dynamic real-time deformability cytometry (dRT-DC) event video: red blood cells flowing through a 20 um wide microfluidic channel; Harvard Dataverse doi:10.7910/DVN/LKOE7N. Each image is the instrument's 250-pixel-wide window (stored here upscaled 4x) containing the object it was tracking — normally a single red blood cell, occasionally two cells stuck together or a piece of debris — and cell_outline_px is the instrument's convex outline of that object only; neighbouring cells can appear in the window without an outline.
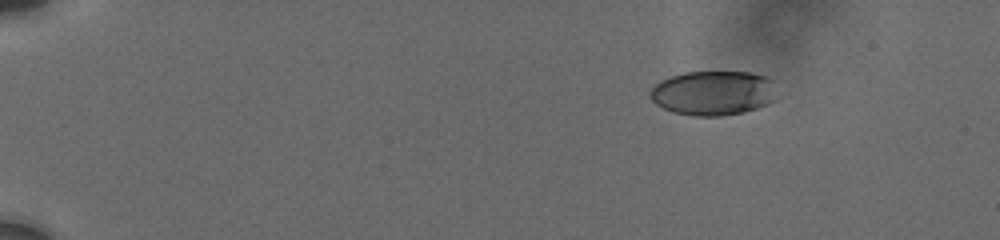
{"species": "human", "species_latin": "Homo sapiens", "temperature_condition": "cold", "stored_images_in_passage": 29, "camera_frame_rate_fps": 3000, "um_per_image_px": 0.085, "donor": {"sex": "male"}, "frame": {"image": 1, "passage_image": 1, "time_ms": 0.0, "image_size_px": [1000, 240], "cell_outline_px": [[776, 100], [768, 104], [744, 112], [720, 116], [692, 116], [672, 112], [656, 104], [648, 96], [648, 92], [660, 80], [684, 72], [748, 72], [768, 76], [772, 80]], "centroid_in_image_um": [60.61, 7.91], "position_along_channel_um": 24.4, "area_um2": 33.12}}
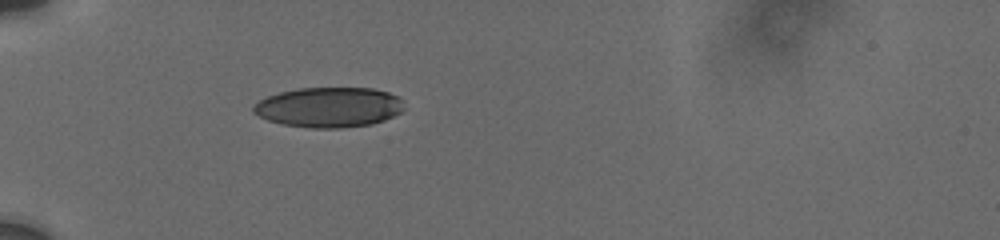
{"frame": {"image": 2, "passage_image": 21, "time_ms": 3.667, "image_size_px": [1000, 240], "cell_outline_px": [[404, 108], [400, 112], [384, 120], [372, 124], [340, 128], [312, 128], [284, 124], [268, 120], [252, 112], [252, 108], [260, 100], [268, 96], [280, 92], [300, 88], [372, 88], [388, 92], [400, 96], [404, 100]], "centroid_in_image_um": [28.0, 9.11], "position_along_channel_um": 57.0, "area_um2": 35.2}}
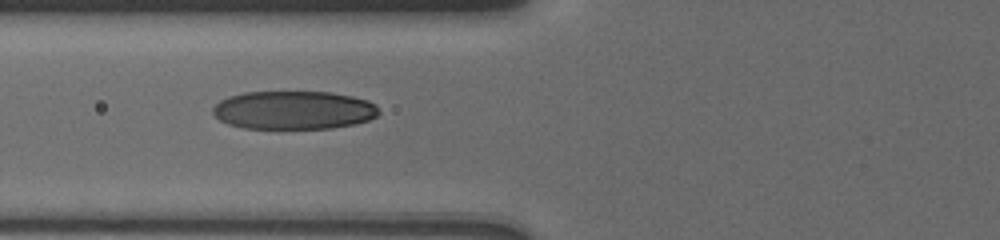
{"frame": {"image": 3, "passage_image": 28, "time_ms": 5.333, "image_size_px": [1000, 240], "cell_outline_px": [[380, 112], [376, 116], [368, 120], [352, 124], [332, 128], [244, 128], [228, 124], [220, 120], [212, 112], [212, 108], [220, 100], [228, 96], [244, 92], [332, 92], [352, 96], [368, 100], [376, 104]], "centroid_in_image_um": [24.96, 9.35], "position_along_channel_um": 100.8, "area_um2": 37.17}}